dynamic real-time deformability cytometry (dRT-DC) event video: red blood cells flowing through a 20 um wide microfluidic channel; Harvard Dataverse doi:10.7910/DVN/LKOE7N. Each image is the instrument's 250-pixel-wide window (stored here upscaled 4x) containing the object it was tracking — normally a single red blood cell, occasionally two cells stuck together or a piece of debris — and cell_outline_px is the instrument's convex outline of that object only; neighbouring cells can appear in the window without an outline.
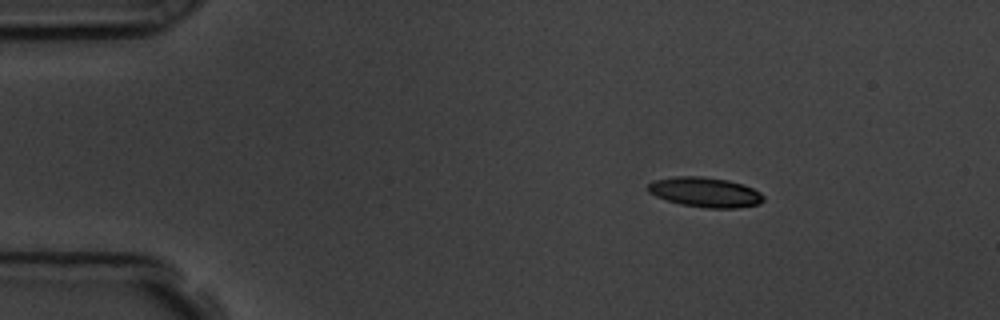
{"species": "common noctule bat (a hibernating species)", "species_latin": "Nyctalus noctula", "temperature_condition": "room temperature", "stored_images_in_passage": 49, "camera_frame_rate_fps": 3000, "um_per_image_px": 0.085, "animal": {"sex": "male", "body_mass_g": 19.5, "forearm_length_mm": 54.6}, "frame": {"image": 1, "passage_image": 1, "time_ms": 0.0, "image_size_px": [1000, 320], "cell_outline_px": [[764, 200], [760, 204], [736, 208], [708, 208], [680, 204], [656, 196], [648, 192], [648, 184], [652, 180], [676, 176], [700, 176], [728, 180], [744, 184], [760, 192], [764, 196]], "centroid_in_image_um": [59.95, 16.33], "position_along_channel_um": 25.1, "area_um2": 20.17}}
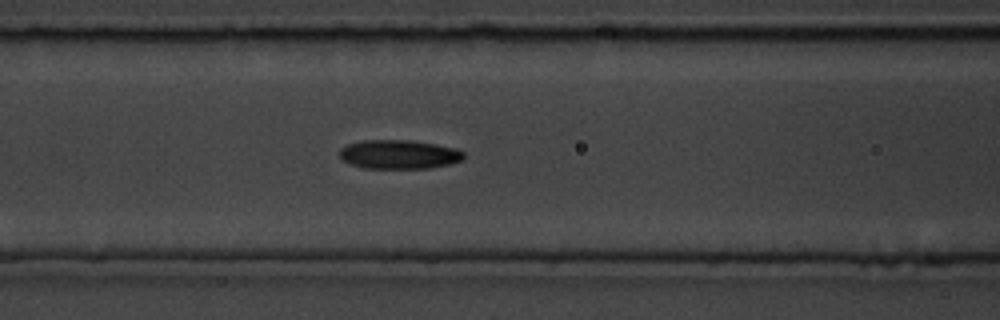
{"frame": {"image": 2, "passage_image": 16, "time_ms": 5.0, "image_size_px": [1000, 320], "cell_outline_px": [[464, 156], [460, 160], [448, 164], [428, 168], [364, 168], [348, 164], [340, 160], [340, 148], [348, 144], [364, 140], [412, 140], [436, 144], [456, 148], [464, 152]], "centroid_in_image_um": [33.87, 13.12], "position_along_channel_um": 132.7, "area_um2": 21.04}}
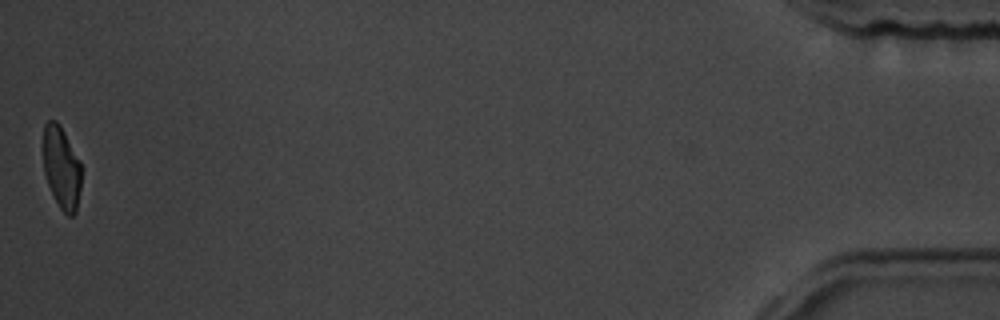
{"frame": {"image": 3, "passage_image": 49, "time_ms": 16.0, "image_size_px": [1000, 320], "cell_outline_px": [[80, 188], [76, 212], [72, 216], [68, 216], [60, 208], [48, 184], [44, 172], [44, 124], [48, 120], [56, 120], [60, 124], [80, 160]], "centroid_in_image_um": [5.23, 14.23], "position_along_channel_um": 430.0, "area_um2": 18.09}, "authors_computed_cell_mechanics": {"area_um2": 20.23, "velocity_mm_per_s": 3.5879, "shape_relaxation_time_tau1_ms": 2.6061, "shape_relaxation_time_tau2_ms": 4.874, "deformation_change_tau1": 0.1301, "deformation_change_tau2": 0.1225}}